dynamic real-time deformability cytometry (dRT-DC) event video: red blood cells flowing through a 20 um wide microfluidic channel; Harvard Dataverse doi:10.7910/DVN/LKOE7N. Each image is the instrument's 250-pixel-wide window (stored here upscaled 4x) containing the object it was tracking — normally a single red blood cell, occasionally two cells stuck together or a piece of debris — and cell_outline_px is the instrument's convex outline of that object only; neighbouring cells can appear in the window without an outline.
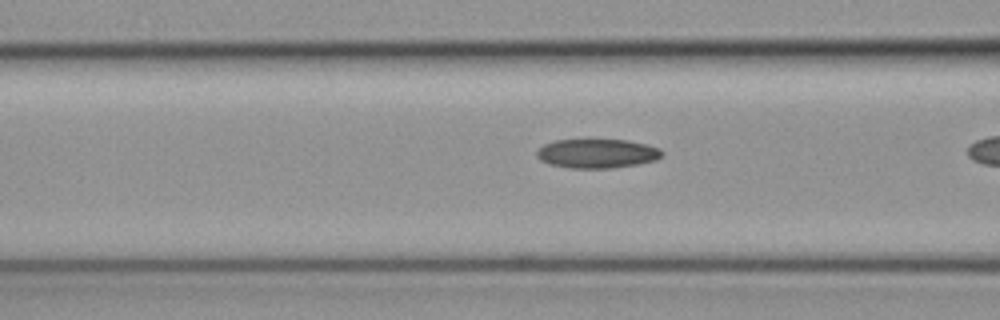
{"species": "common noctule bat (a hibernating species)", "species_latin": "Nyctalus noctula", "temperature_condition": "cold", "stored_images_in_passage": 27, "camera_frame_rate_fps": 3000, "um_per_image_px": 0.085, "animal": {"sex": "female", "body_mass_g": 19.3, "forearm_length_mm": 54.1}, "frame": {"image": 1, "passage_image": 18, "time_ms": 5.667, "image_size_px": [1000, 320], "cell_outline_px": [[664, 152], [656, 160], [636, 164], [612, 168], [568, 168], [548, 164], [540, 160], [536, 156], [536, 152], [544, 144], [556, 140], [628, 140], [660, 148]], "centroid_in_image_um": [50.73, 13.05], "position_along_channel_um": 115.9, "area_um2": 21.21}}
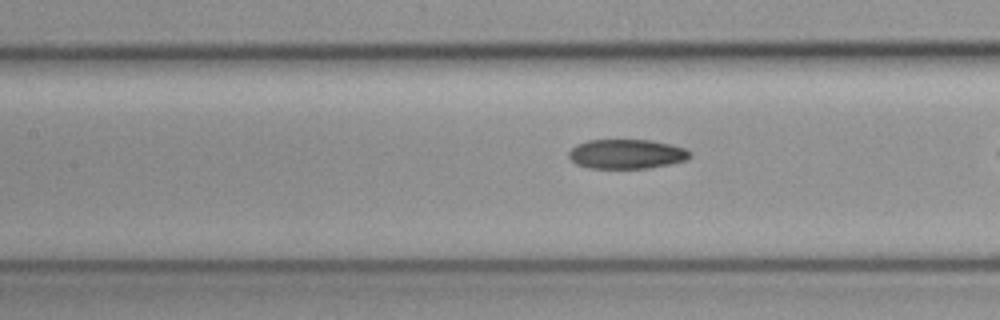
{"frame": {"image": 2, "passage_image": 21, "time_ms": 6.667, "image_size_px": [1000, 320], "cell_outline_px": [[688, 160], [672, 164], [648, 168], [588, 168], [576, 164], [568, 156], [568, 152], [576, 144], [588, 140], [652, 140], [684, 148], [688, 152]], "centroid_in_image_um": [53.22, 13.09], "position_along_channel_um": 154.2, "area_um2": 20.75}}